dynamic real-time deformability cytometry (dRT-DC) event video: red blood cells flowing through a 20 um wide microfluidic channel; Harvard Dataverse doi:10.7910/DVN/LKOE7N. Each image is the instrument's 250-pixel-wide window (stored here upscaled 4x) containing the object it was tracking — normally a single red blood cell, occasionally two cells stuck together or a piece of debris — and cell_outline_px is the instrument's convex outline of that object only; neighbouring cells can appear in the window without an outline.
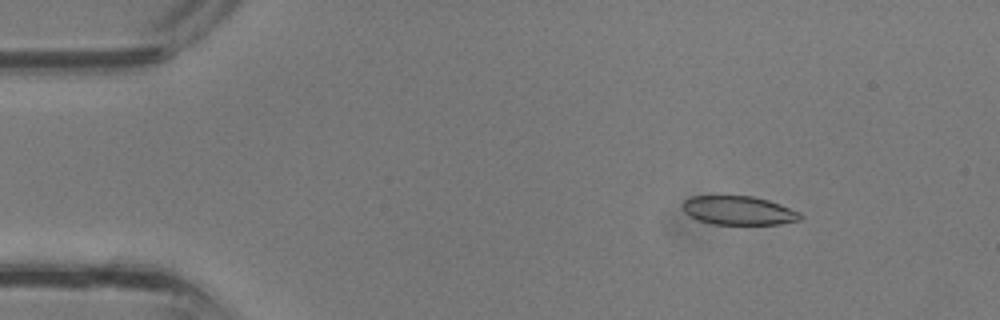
{"species": "common noctule bat (a hibernating species)", "species_latin": "Nyctalus noctula", "temperature_condition": "room temperature", "stored_images_in_passage": 35, "camera_frame_rate_fps": 3000, "um_per_image_px": 0.085, "animal": {"sex": "male", "body_mass_g": 13.3}, "frame": {"image": 1, "passage_image": 4, "time_ms": 1.0, "image_size_px": [1000, 320], "cell_outline_px": [[804, 216], [800, 220], [780, 224], [712, 224], [696, 220], [688, 216], [680, 208], [680, 204], [684, 200], [692, 196], [752, 196], [768, 200], [780, 204], [800, 212]], "centroid_in_image_um": [62.73, 17.89], "position_along_channel_um": 22.3, "area_um2": 20.06}}
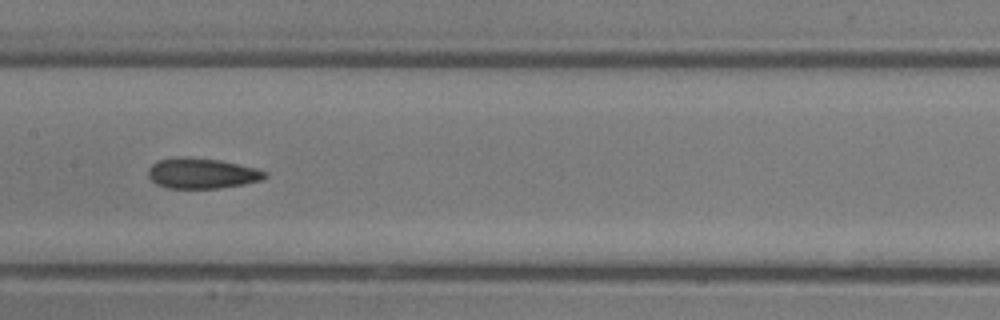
{"frame": {"image": 2, "passage_image": 17, "time_ms": 5.333, "image_size_px": [1000, 320], "cell_outline_px": [[268, 176], [264, 180], [244, 184], [220, 188], [168, 188], [156, 184], [148, 176], [148, 168], [152, 164], [160, 160], [176, 156], [184, 156], [216, 160], [236, 164], [268, 172]], "centroid_in_image_um": [17.14, 14.74], "position_along_channel_um": 190.3, "area_um2": 20.63}}
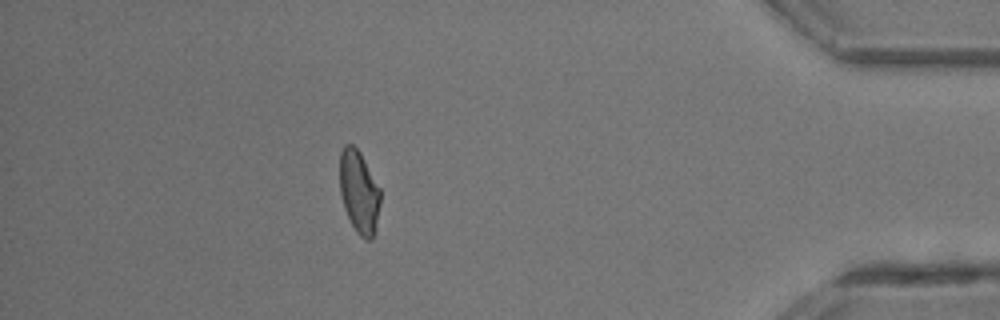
{"frame": {"image": 3, "passage_image": 31, "time_ms": 10.0, "image_size_px": [1000, 320], "cell_outline_px": [[380, 204], [376, 224], [372, 240], [364, 240], [356, 232], [344, 208], [340, 192], [340, 152], [344, 144], [352, 144], [360, 152], [380, 188]], "centroid_in_image_um": [30.51, 16.31], "position_along_channel_um": 404.7, "area_um2": 19.54}}